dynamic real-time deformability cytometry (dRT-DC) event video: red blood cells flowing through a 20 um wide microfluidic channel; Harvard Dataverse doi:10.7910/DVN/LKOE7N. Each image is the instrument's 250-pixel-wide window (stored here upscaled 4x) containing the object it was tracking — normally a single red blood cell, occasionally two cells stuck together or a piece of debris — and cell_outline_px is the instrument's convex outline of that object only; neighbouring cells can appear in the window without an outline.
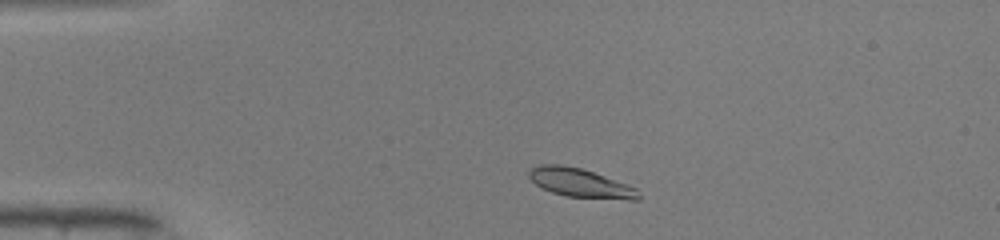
{"species": "common noctule bat (a hibernating species)", "species_latin": "Nyctalus noctula", "temperature_condition": "warm", "stored_images_in_passage": 5, "camera_frame_rate_fps": 3000, "um_per_image_px": 0.085, "animal": {"sex": "male", "body_mass_g": 19.0, "forearm_length_mm": 50.8}, "frame": {"image": 1, "passage_image": 4, "time_ms": 1.0, "image_size_px": [1000, 240], "cell_outline_px": [[640, 200], [628, 200], [564, 196], [540, 188], [528, 176], [528, 172], [532, 168], [540, 164], [560, 164], [580, 168], [604, 176], [636, 188], [640, 196]], "centroid_in_image_um": [49.31, 15.56], "position_along_channel_um": 35.7, "area_um2": 18.32}}